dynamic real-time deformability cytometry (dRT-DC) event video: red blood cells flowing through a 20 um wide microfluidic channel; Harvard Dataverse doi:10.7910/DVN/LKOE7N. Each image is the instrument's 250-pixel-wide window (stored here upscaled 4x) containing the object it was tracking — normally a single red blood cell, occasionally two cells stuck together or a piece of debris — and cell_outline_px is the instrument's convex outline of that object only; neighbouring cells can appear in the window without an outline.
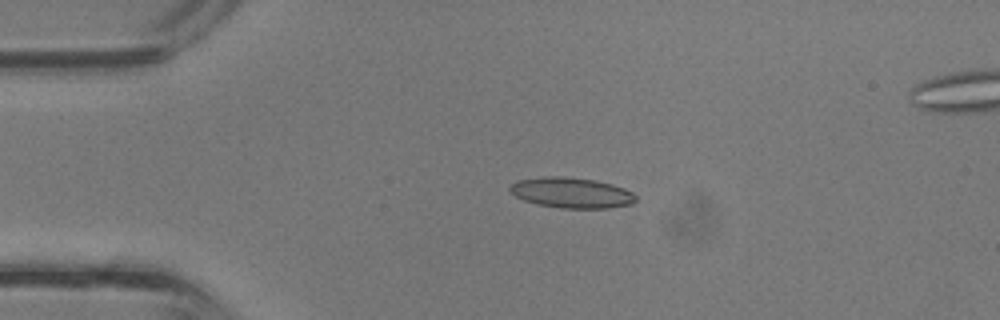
{"species": "common noctule bat (a hibernating species)", "species_latin": "Nyctalus noctula", "temperature_condition": "room temperature", "stored_images_in_passage": 31, "segment_of_instrument_passage": [1, 2], "camera_frame_rate_fps": 3000, "um_per_image_px": 0.085, "animal": {"sex": "male", "body_mass_g": 13.3}, "frame": {"image": 1, "passage_image": 1, "time_ms": 0.0, "image_size_px": [1000, 320], "cell_outline_px": [[636, 200], [632, 204], [608, 208], [560, 208], [536, 204], [524, 200], [516, 196], [508, 188], [516, 180], [544, 176], [560, 176], [596, 180], [612, 184], [624, 188], [632, 192], [636, 196]], "centroid_in_image_um": [48.58, 16.38], "position_along_channel_um": 36.4, "area_um2": 22.43}}
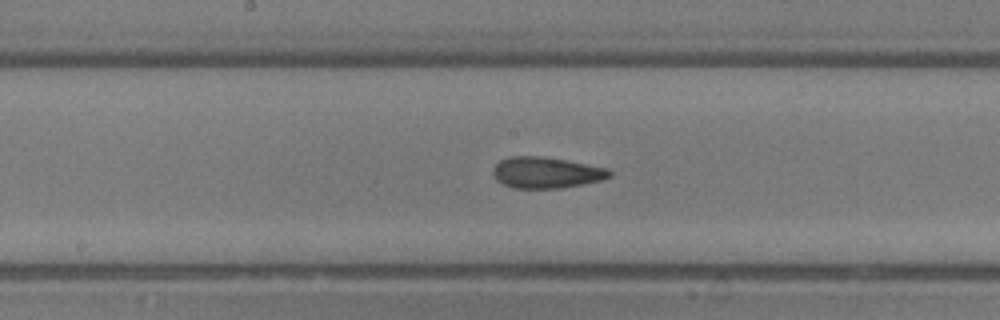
{"frame": {"image": 2, "passage_image": 12, "time_ms": 3.667, "image_size_px": [1000, 320], "cell_outline_px": [[612, 176], [600, 180], [560, 188], [512, 188], [496, 180], [492, 172], [492, 168], [500, 160], [508, 156], [544, 156], [608, 168], [612, 172]], "centroid_in_image_um": [46.39, 14.66], "position_along_channel_um": 201.8, "area_um2": 21.15}}
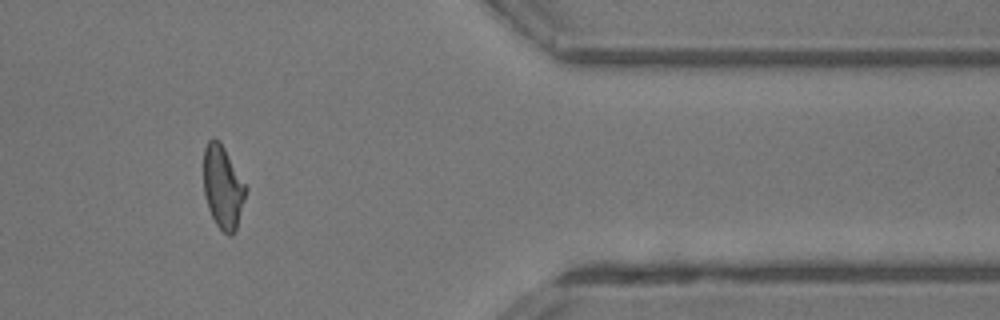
{"frame": {"image": 3, "passage_image": 24, "time_ms": 7.667, "image_size_px": [1000, 320], "cell_outline_px": [[248, 188], [236, 228], [232, 236], [228, 236], [216, 224], [208, 208], [204, 192], [204, 148], [208, 140], [220, 140]], "centroid_in_image_um": [18.95, 15.9], "position_along_channel_um": 392.4, "area_um2": 20.29}}